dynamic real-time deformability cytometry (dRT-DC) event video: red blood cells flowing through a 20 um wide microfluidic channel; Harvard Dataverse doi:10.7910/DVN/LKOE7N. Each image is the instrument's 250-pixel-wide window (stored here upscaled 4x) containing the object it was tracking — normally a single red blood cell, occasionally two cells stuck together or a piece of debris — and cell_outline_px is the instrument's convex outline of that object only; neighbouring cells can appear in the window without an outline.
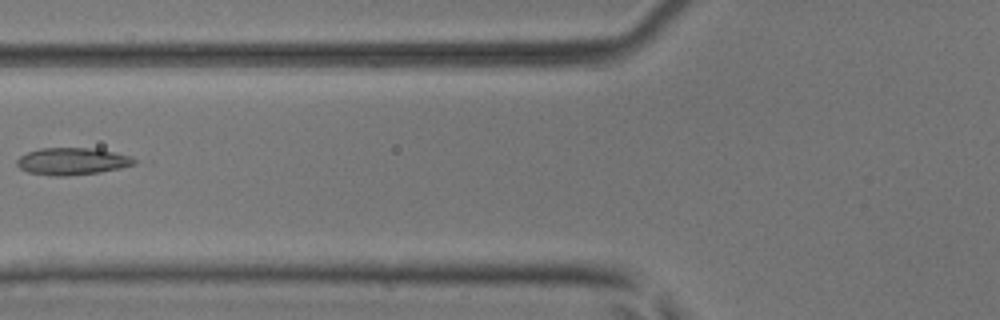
{"species": "common noctule bat (a hibernating species)", "species_latin": "Nyctalus noctula", "temperature_condition": "room temperature", "stored_images_in_passage": 3, "camera_frame_rate_fps": 3000, "um_per_image_px": 0.085, "animal": {"sex": "male", "body_mass_g": 17.9, "forearm_length_mm": 54.2}, "frame": {"image": 1, "passage_image": 3, "time_ms": 0.667, "image_size_px": [1000, 320], "cell_outline_px": [[136, 164], [120, 168], [100, 172], [64, 176], [52, 176], [28, 172], [20, 168], [16, 164], [16, 160], [20, 156], [28, 152], [40, 148], [96, 148], [132, 156], [136, 160]], "centroid_in_image_um": [6.15, 13.71], "position_along_channel_um": 119.7, "area_um2": 18.61}}